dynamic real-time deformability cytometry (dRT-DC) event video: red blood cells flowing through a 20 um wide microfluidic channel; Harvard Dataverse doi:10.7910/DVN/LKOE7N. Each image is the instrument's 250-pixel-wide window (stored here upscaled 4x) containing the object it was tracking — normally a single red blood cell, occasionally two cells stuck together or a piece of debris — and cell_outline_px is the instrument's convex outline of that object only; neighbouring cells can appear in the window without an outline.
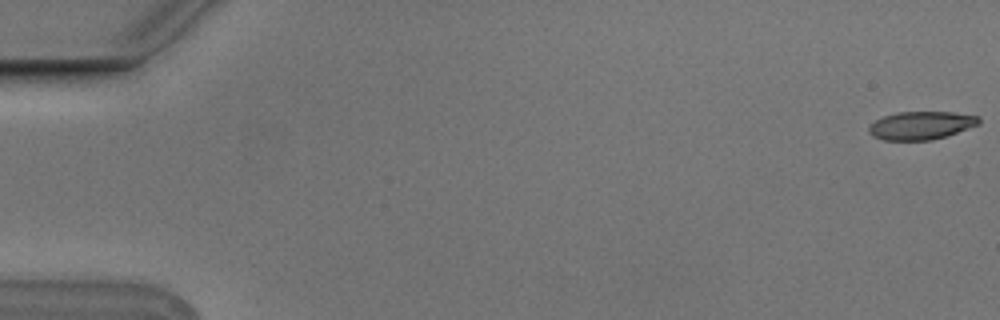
{"species": "Egyptian fruit bat (a non-hibernating species)", "species_latin": "Rousettus aegyptiacus", "temperature_condition": "cold", "stored_images_in_passage": 3, "camera_frame_rate_fps": 3000, "um_per_image_px": 0.085, "animal": {"sex": "male"}, "frame": {"image": 1, "passage_image": 1, "time_ms": 0.0, "image_size_px": [1000, 320], "cell_outline_px": [[980, 124], [948, 136], [932, 140], [884, 140], [872, 136], [868, 132], [868, 124], [884, 116], [896, 112], [952, 112], [980, 116]], "centroid_in_image_um": [78.29, 10.66], "position_along_channel_um": 6.7, "area_um2": 18.26}}